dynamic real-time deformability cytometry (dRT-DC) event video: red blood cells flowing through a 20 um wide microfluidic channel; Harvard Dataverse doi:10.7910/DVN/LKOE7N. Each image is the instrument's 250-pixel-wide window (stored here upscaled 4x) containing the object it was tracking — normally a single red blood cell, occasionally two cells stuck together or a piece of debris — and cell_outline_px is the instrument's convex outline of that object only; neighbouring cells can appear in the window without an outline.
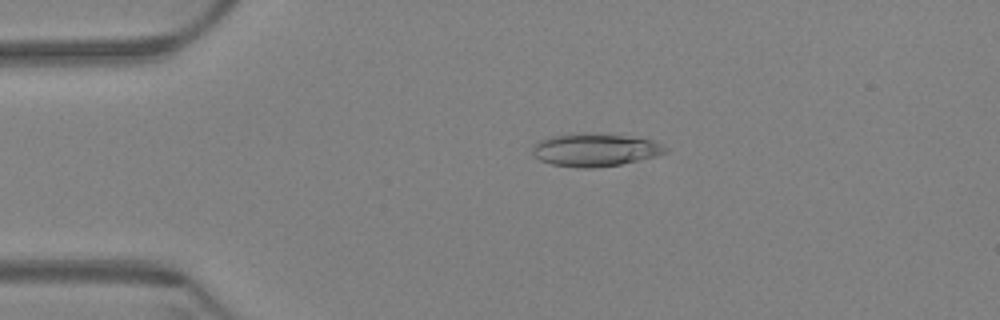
{"species": "Egyptian fruit bat (a non-hibernating species)", "species_latin": "Rousettus aegyptiacus", "temperature_condition": "warm", "stored_images_in_passage": 63, "camera_frame_rate_fps": 3000, "um_per_image_px": 0.085, "animal": {"sex": "female"}, "frame": {"image": 1, "passage_image": 14, "time_ms": 4.333, "image_size_px": [1000, 320], "cell_outline_px": [[668, 148], [664, 152], [656, 156], [620, 164], [596, 168], [580, 168], [552, 164], [540, 160], [532, 156], [532, 148], [540, 140], [552, 136], [576, 132], [592, 132], [624, 136], [652, 140]], "centroid_in_image_um": [50.52, 12.73], "position_along_channel_um": 34.5, "area_um2": 25.49}}
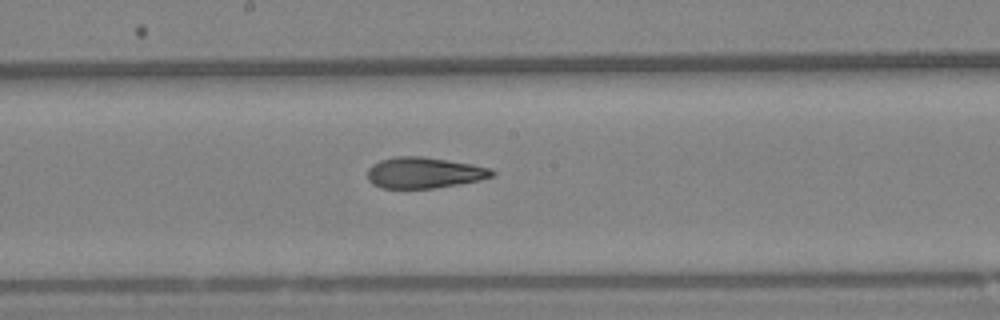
{"frame": {"image": 2, "passage_image": 34, "time_ms": 11.0, "image_size_px": [1000, 320], "cell_outline_px": [[496, 176], [480, 180], [436, 188], [380, 188], [372, 184], [368, 180], [368, 168], [372, 164], [380, 160], [396, 156], [420, 156], [448, 160], [472, 164], [492, 168], [496, 172]], "centroid_in_image_um": [36.07, 14.68], "position_along_channel_um": 212.1, "area_um2": 22.72}}
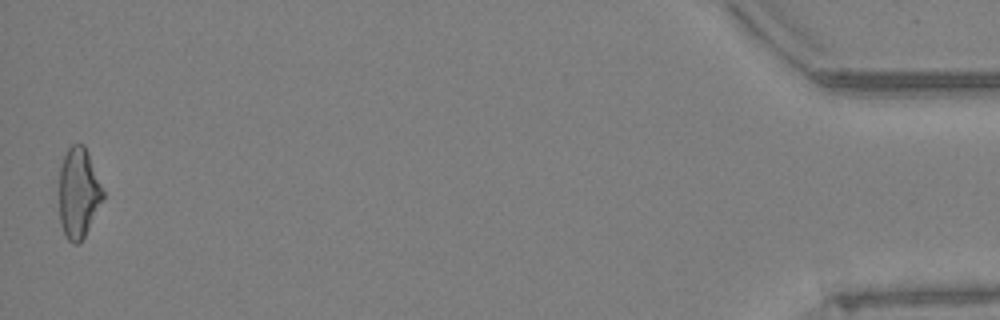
{"frame": {"image": 3, "passage_image": 62, "time_ms": 20.333, "image_size_px": [1000, 320], "cell_outline_px": [[104, 200], [84, 236], [76, 244], [72, 244], [68, 240], [60, 224], [56, 192], [60, 168], [64, 156], [68, 148], [72, 144], [84, 144], [88, 152], [104, 192]], "centroid_in_image_um": [6.63, 16.4], "position_along_channel_um": 428.6, "area_um2": 23.7}, "authors_computed_cell_mechanics": {"area_um2": 23.4668, "velocity_mm_per_s": 3.3139, "shape_relaxation_time_tau1_ms": null, "shape_relaxation_time_tau2_ms": 2.3713, "deformation_change_tau1": null, "deformation_change_tau2": 0.098}}